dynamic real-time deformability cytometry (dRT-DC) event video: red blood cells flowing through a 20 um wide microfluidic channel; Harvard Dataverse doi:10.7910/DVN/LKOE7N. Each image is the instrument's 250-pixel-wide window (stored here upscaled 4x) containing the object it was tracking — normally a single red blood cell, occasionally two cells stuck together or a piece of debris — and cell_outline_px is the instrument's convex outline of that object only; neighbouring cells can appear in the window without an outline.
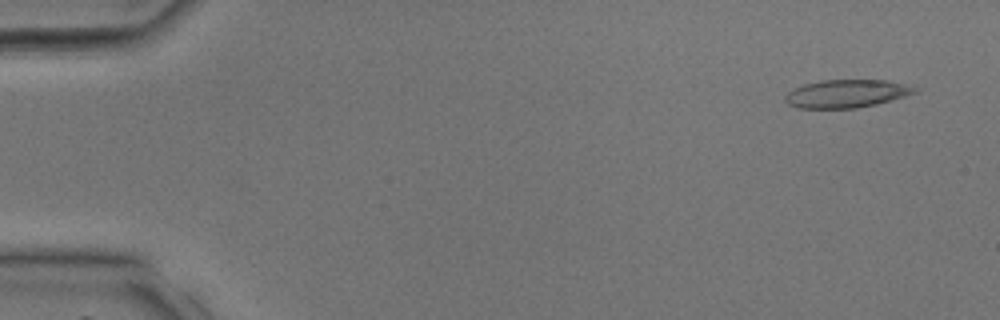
{"species": "common noctule bat (a hibernating species)", "species_latin": "Nyctalus noctula", "temperature_condition": "room temperature", "stored_images_in_passage": 38, "camera_frame_rate_fps": 3000, "um_per_image_px": 0.085, "animal": {"sex": "male", "body_mass_g": 17.9, "forearm_length_mm": 54.2}, "frame": {"image": 1, "passage_image": 3, "time_ms": 0.667, "image_size_px": [1000, 320], "cell_outline_px": [[920, 88], [916, 92], [904, 96], [876, 104], [856, 108], [796, 108], [788, 104], [784, 100], [784, 96], [788, 92], [804, 84], [820, 80], [884, 80], [904, 84]], "centroid_in_image_um": [71.92, 7.96], "position_along_channel_um": 13.1, "area_um2": 21.04}}
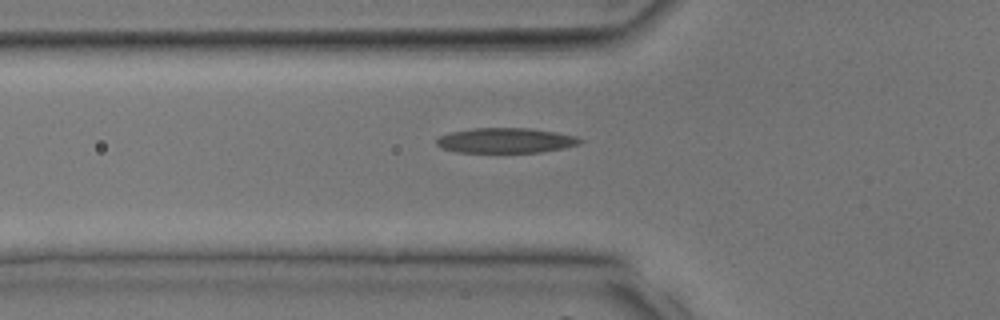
{"frame": {"image": 2, "passage_image": 14, "time_ms": 4.333, "image_size_px": [1000, 320], "cell_outline_px": [[584, 140], [580, 144], [564, 148], [540, 152], [456, 152], [440, 148], [436, 144], [436, 140], [440, 136], [448, 132], [472, 128], [532, 128], [556, 132], [576, 136]], "centroid_in_image_um": [42.97, 11.93], "position_along_channel_um": 82.8, "area_um2": 21.15}}
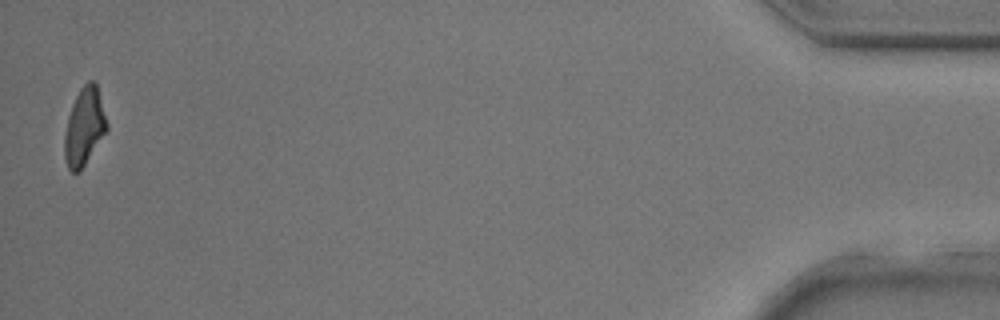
{"frame": {"image": 3, "passage_image": 38, "time_ms": 12.333, "image_size_px": [1000, 320], "cell_outline_px": [[108, 128], [80, 172], [72, 172], [68, 168], [64, 156], [64, 136], [68, 116], [72, 104], [80, 88], [88, 80], [92, 80], [96, 84], [108, 124]], "centroid_in_image_um": [7.15, 10.78], "position_along_channel_um": 428.0, "area_um2": 18.96}}